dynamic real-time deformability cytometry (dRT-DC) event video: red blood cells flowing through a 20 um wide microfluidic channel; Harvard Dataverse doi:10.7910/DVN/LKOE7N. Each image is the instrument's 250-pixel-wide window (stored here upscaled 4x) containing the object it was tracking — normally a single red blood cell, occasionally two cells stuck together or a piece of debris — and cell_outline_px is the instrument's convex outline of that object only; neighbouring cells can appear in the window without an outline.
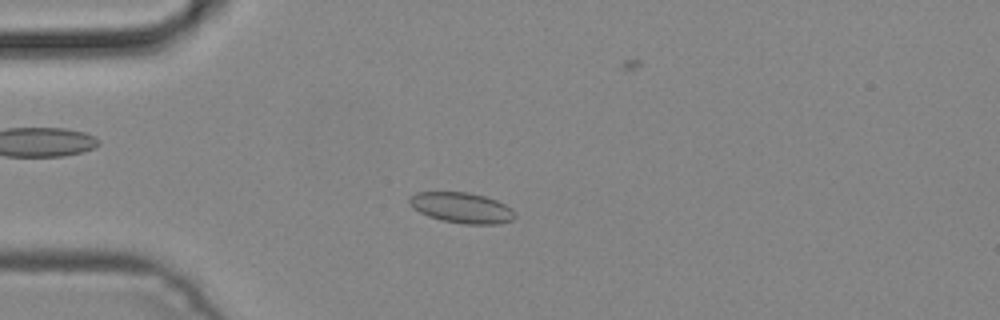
{"species": "common noctule bat (a hibernating species)", "species_latin": "Nyctalus noctula", "temperature_condition": "cold", "stored_images_in_passage": 6, "camera_frame_rate_fps": 3000, "um_per_image_px": 0.085, "animal": {"sex": "male", "body_mass_g": 19.2, "forearm_length_mm": 51.8}, "frame": {"image": 1, "passage_image": 4, "time_ms": 1.0, "image_size_px": [1000, 320], "cell_outline_px": [[516, 216], [512, 220], [500, 224], [464, 224], [440, 220], [428, 216], [412, 208], [408, 204], [408, 200], [416, 192], [468, 192], [484, 196], [496, 200], [512, 208]], "centroid_in_image_um": [39.24, 17.66], "position_along_channel_um": 45.8, "area_um2": 18.9}}